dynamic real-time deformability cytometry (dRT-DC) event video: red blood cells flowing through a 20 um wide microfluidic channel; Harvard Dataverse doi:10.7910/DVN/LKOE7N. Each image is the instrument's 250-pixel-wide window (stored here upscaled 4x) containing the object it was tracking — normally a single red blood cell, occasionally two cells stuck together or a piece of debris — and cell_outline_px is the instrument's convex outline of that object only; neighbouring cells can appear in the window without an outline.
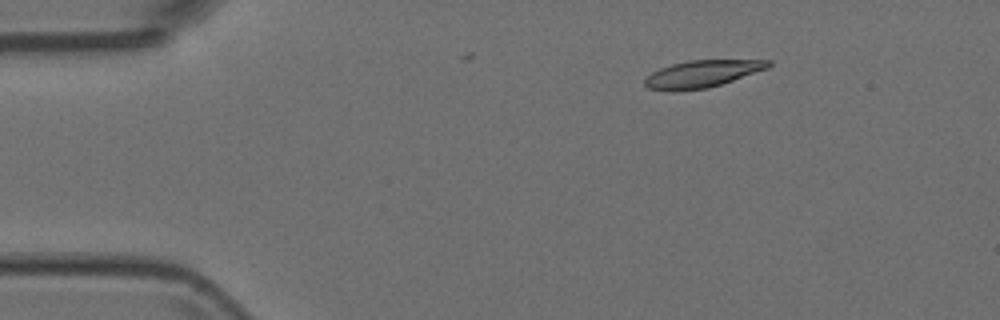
{"species": "Egyptian fruit bat (a non-hibernating species)", "species_latin": "Rousettus aegyptiacus", "temperature_condition": "room temperature", "stored_images_in_passage": 6, "camera_frame_rate_fps": 3000, "um_per_image_px": 0.085, "animal": {"sex": "female"}, "frame": {"image": 1, "passage_image": 3, "time_ms": 0.667, "image_size_px": [1000, 320], "cell_outline_px": [[772, 64], [768, 68], [708, 88], [672, 92], [648, 88], [644, 84], [644, 80], [652, 72], [660, 68], [672, 64], [688, 60], [772, 60]], "centroid_in_image_um": [59.65, 6.28], "position_along_channel_um": 25.4, "area_um2": 19.48}}
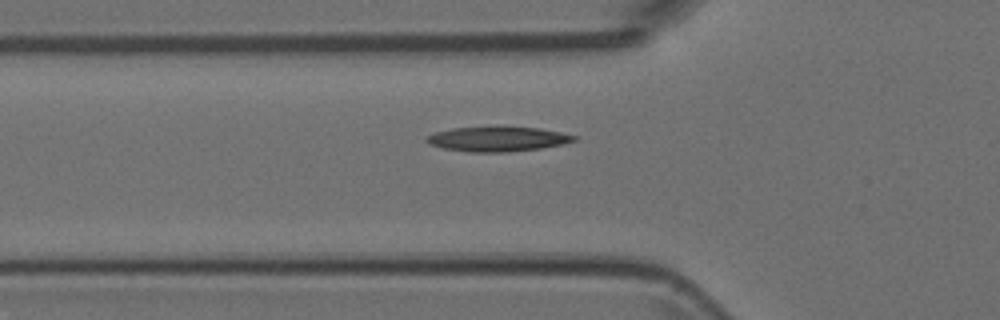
{"frame": {"image": 2, "passage_image": 6, "time_ms": 1.667, "image_size_px": [1000, 320], "cell_outline_px": [[580, 136], [576, 140], [564, 144], [540, 148], [508, 152], [472, 152], [444, 148], [428, 144], [424, 140], [428, 136], [436, 132], [452, 128], [496, 124], [540, 128]], "centroid_in_image_um": [42.32, 11.77], "position_along_channel_um": 83.5, "area_um2": 22.14}}